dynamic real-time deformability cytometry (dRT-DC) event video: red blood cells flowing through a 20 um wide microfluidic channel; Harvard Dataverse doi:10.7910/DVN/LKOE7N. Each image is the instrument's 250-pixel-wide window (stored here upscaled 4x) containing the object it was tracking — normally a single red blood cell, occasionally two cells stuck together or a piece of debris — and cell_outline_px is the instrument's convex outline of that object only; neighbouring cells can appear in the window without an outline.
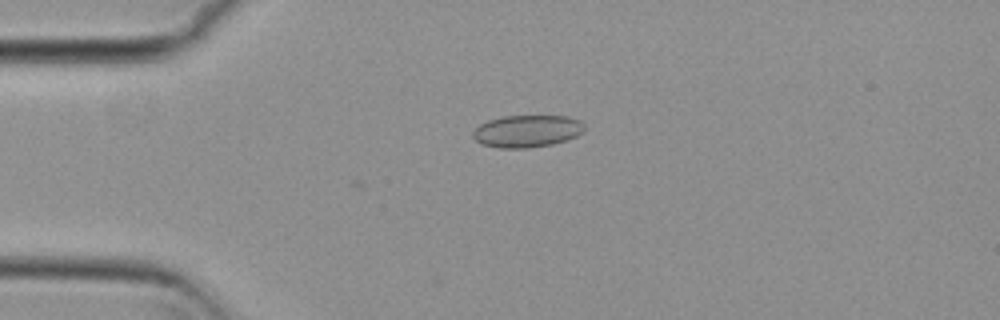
{"species": "common noctule bat (a hibernating species)", "species_latin": "Nyctalus noctula", "temperature_condition": "cold", "stored_images_in_passage": 44, "camera_frame_rate_fps": 3000, "um_per_image_px": 0.085, "animal": {"sex": "female", "body_mass_g": 29.2, "forearm_length_mm": 56.3}, "frame": {"image": 1, "passage_image": 1, "time_ms": 0.0, "image_size_px": [1000, 320], "cell_outline_px": [[584, 132], [576, 136], [552, 144], [528, 148], [500, 148], [484, 144], [476, 140], [472, 136], [472, 132], [480, 124], [488, 120], [504, 116], [568, 116], [580, 120], [584, 124]], "centroid_in_image_um": [44.81, 11.14], "position_along_channel_um": 40.2, "area_um2": 20.87}}
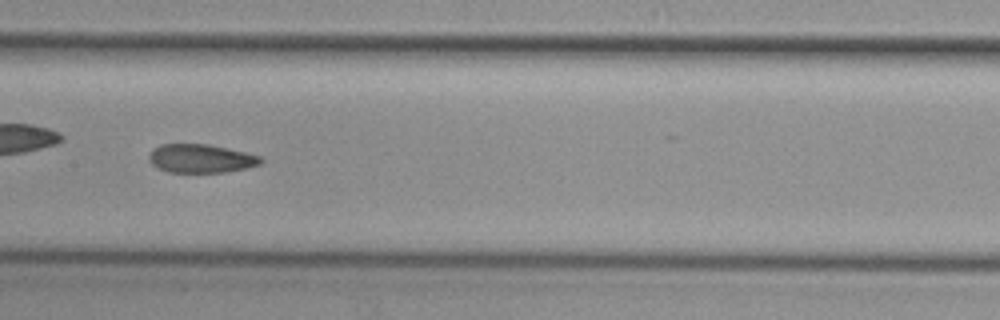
{"frame": {"image": 2, "passage_image": 16, "time_ms": 5.0, "image_size_px": [1000, 320], "cell_outline_px": [[264, 160], [260, 164], [244, 168], [224, 172], [168, 172], [152, 164], [148, 160], [148, 156], [152, 148], [160, 144], [208, 144], [244, 152], [260, 156]], "centroid_in_image_um": [17.03, 13.46], "position_along_channel_um": 190.4, "area_um2": 18.5}}
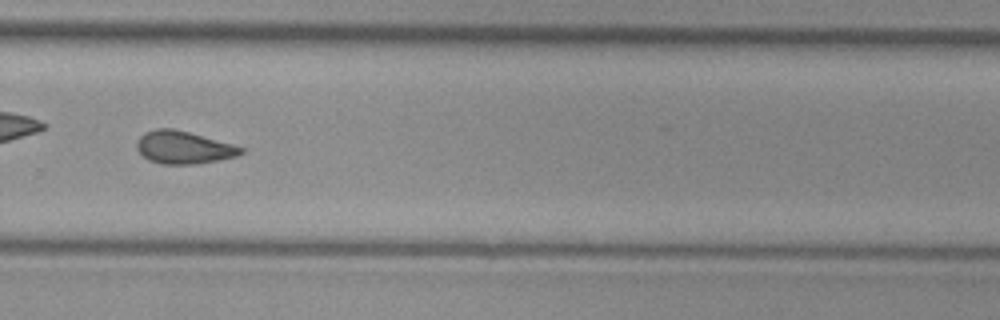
{"frame": {"image": 3, "passage_image": 26, "time_ms": 8.333, "image_size_px": [1000, 320], "cell_outline_px": [[244, 152], [236, 156], [196, 164], [160, 164], [148, 160], [136, 148], [136, 140], [144, 132], [156, 128], [172, 128], [188, 132], [232, 144], [244, 148]], "centroid_in_image_um": [15.55, 12.53], "position_along_channel_um": 314.2, "area_um2": 19.71}, "authors_computed_cell_mechanics": {"area_um2": 19.363, "velocity_mm_per_s": 3.7282, "shape_relaxation_time_tau1_ms": null, "shape_relaxation_time_tau2_ms": 2.9041, "deformation_change_tau1": null, "deformation_change_tau2": 0.0884}}